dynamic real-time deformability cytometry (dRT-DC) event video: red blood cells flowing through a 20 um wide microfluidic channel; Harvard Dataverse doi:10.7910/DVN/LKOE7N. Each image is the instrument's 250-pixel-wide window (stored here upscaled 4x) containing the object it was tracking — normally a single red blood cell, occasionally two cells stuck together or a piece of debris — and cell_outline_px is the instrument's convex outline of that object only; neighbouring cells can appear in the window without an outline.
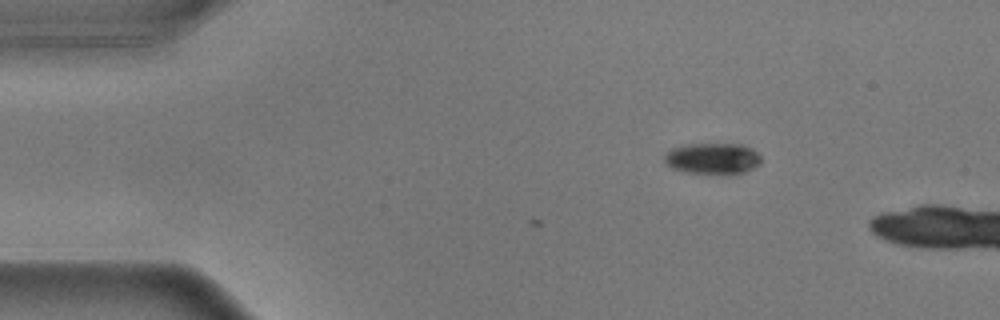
{"species": "common noctule bat (a hibernating species)", "species_latin": "Nyctalus noctula", "temperature_condition": "warm", "stored_images_in_passage": 5, "camera_frame_rate_fps": 3000, "um_per_image_px": 0.085, "animal": {"sex": "male", "body_mass_g": 17.9}, "frame": {"image": 1, "passage_image": 1, "time_ms": 0.0, "image_size_px": [1000, 320], "cell_outline_px": [[760, 164], [744, 172], [684, 172], [672, 168], [664, 160], [664, 156], [672, 148], [688, 144], [744, 144], [752, 148], [760, 156]], "centroid_in_image_um": [60.57, 13.44], "position_along_channel_um": 24.4, "area_um2": 17.05}}